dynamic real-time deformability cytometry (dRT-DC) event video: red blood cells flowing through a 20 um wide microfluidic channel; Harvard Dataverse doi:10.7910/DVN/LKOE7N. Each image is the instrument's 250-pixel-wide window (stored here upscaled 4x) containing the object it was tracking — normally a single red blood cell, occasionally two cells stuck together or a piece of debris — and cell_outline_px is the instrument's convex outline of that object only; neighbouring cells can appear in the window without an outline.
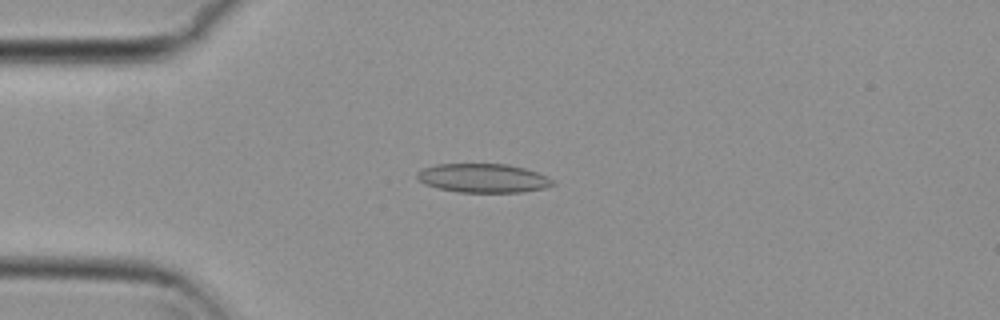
{"species": "common noctule bat (a hibernating species)", "species_latin": "Nyctalus noctula", "temperature_condition": "cold", "stored_images_in_passage": 54, "camera_frame_rate_fps": 3000, "um_per_image_px": 0.085, "animal": {"sex": "female", "body_mass_g": 29.2, "forearm_length_mm": 56.3}, "frame": {"image": 1, "passage_image": 13, "time_ms": 4.0, "image_size_px": [1000, 320], "cell_outline_px": [[556, 184], [544, 188], [524, 192], [456, 192], [436, 188], [424, 184], [416, 176], [416, 172], [424, 168], [436, 164], [508, 164], [524, 168], [548, 176]], "centroid_in_image_um": [41.06, 15.14], "position_along_channel_um": 43.9, "area_um2": 22.95}}
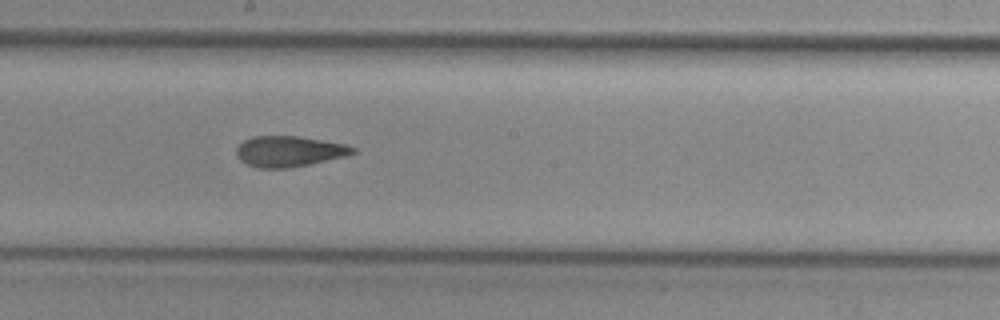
{"frame": {"image": 2, "passage_image": 29, "time_ms": 9.333, "image_size_px": [1000, 320], "cell_outline_px": [[356, 152], [344, 156], [308, 164], [288, 168], [260, 168], [248, 164], [240, 160], [236, 152], [236, 148], [244, 140], [252, 136], [296, 136], [344, 144], [356, 148]], "centroid_in_image_um": [24.54, 12.86], "position_along_channel_um": 223.7, "area_um2": 20.46}}
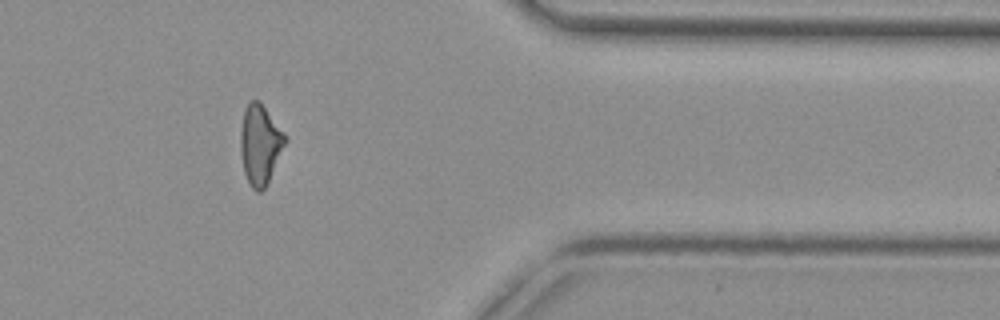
{"frame": {"image": 3, "passage_image": 44, "time_ms": 14.333, "image_size_px": [1000, 320], "cell_outline_px": [[288, 140], [268, 184], [260, 192], [256, 192], [252, 188], [244, 172], [240, 152], [240, 132], [244, 108], [248, 100], [260, 100], [284, 132]], "centroid_in_image_um": [22.11, 12.26], "position_along_channel_um": 389.3, "area_um2": 21.21}, "authors_computed_cell_mechanics": {"area_um2": 21.1837, "velocity_mm_per_s": 3.7441, "shape_relaxation_time_tau1_ms": null, "shape_relaxation_time_tau2_ms": 3.8639, "deformation_change_tau1": null, "deformation_change_tau2": 0.1329}}